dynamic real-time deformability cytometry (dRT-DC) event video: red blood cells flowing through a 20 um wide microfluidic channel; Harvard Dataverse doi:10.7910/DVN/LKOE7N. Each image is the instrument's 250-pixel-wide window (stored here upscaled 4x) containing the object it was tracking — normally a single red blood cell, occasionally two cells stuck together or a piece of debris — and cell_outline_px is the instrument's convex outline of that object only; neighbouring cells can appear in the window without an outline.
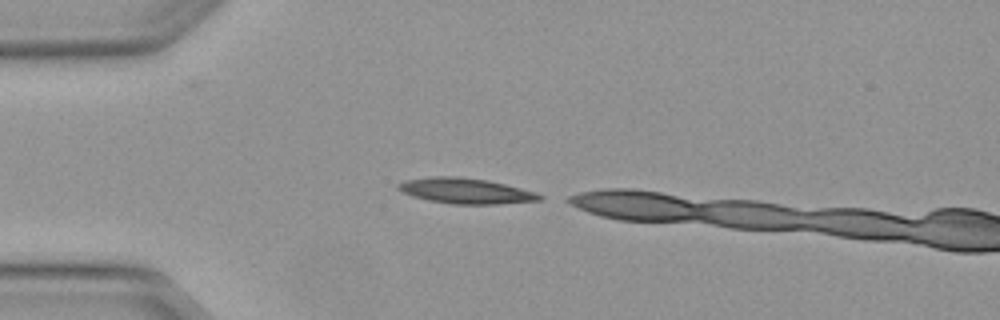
{"species": "Egyptian fruit bat (a non-hibernating species)", "species_latin": "Rousettus aegyptiacus", "temperature_condition": "warm", "stored_images_in_passage": 2, "camera_frame_rate_fps": 3000, "um_per_image_px": 0.085, "animal": {"sex": "female"}, "frame": {"image": 1, "passage_image": 1, "time_ms": 0.0, "image_size_px": [1000, 320], "cell_outline_px": [[544, 196], [540, 200], [496, 204], [452, 204], [428, 200], [412, 196], [396, 188], [396, 184], [404, 180], [432, 176], [456, 176], [488, 180], [536, 192]], "centroid_in_image_um": [39.55, 16.22], "position_along_channel_um": 45.5, "area_um2": 20.98}}